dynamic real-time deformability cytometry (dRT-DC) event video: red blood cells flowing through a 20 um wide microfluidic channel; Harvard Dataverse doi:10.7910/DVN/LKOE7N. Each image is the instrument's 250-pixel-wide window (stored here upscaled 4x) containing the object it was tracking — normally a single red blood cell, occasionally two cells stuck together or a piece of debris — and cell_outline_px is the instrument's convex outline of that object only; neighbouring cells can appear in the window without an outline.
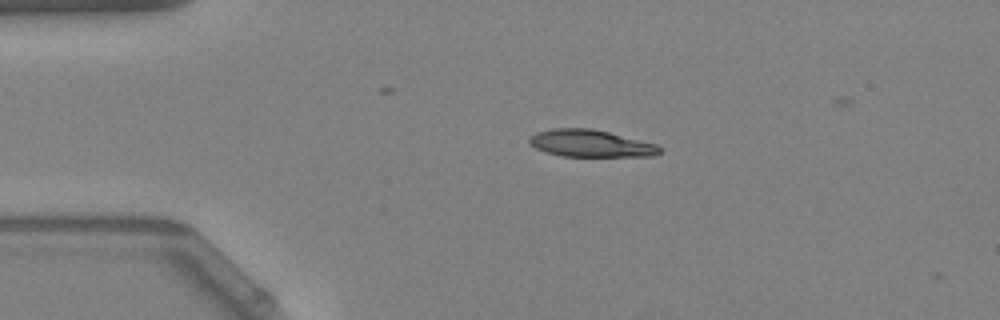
{"species": "Egyptian fruit bat (a non-hibernating species)", "species_latin": "Rousettus aegyptiacus", "temperature_condition": "warm", "stored_images_in_passage": 3, "camera_frame_rate_fps": 3000, "um_per_image_px": 0.085, "animal": {"sex": "female"}, "frame": {"image": 1, "passage_image": 2, "time_ms": 0.333, "image_size_px": [1000, 320], "cell_outline_px": [[660, 152], [652, 156], [560, 156], [536, 148], [528, 144], [528, 136], [536, 132], [552, 128], [592, 128], [656, 144], [660, 148]], "centroid_in_image_um": [50.13, 12.18], "position_along_channel_um": 34.9, "area_um2": 20.52}}